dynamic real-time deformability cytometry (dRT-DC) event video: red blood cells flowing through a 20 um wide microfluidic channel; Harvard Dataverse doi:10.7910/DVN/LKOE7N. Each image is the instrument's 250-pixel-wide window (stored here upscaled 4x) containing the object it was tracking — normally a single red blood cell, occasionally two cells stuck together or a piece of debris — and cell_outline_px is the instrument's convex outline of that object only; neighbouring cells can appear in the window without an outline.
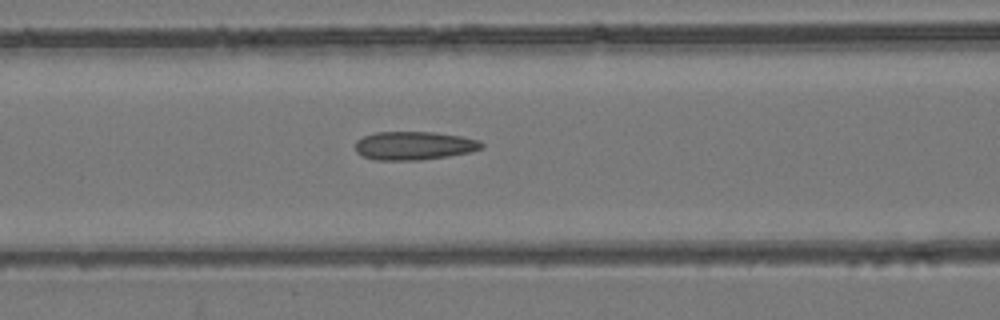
{"species": "common noctule bat (a hibernating species)", "species_latin": "Nyctalus noctula", "temperature_condition": "room temperature", "stored_images_in_passage": 36, "camera_frame_rate_fps": 3000, "um_per_image_px": 0.085, "animal": {"sex": "female", "body_mass_g": 24.6, "forearm_length_mm": 56.2}, "frame": {"image": 1, "passage_image": 5, "time_ms": 1.333, "image_size_px": [1000, 320], "cell_outline_px": [[484, 148], [472, 152], [448, 156], [420, 160], [372, 160], [356, 152], [356, 140], [364, 136], [376, 132], [432, 132], [460, 136], [480, 140], [484, 144]], "centroid_in_image_um": [35.22, 12.38], "position_along_channel_um": 131.4, "area_um2": 21.04}}
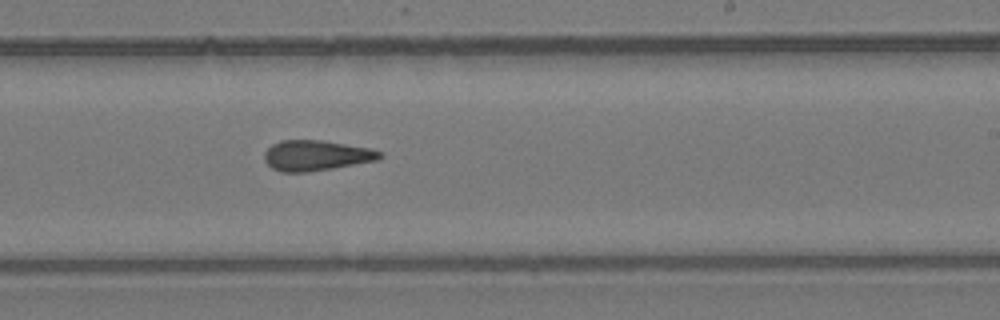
{"frame": {"image": 2, "passage_image": 15, "time_ms": 4.667, "image_size_px": [1000, 320], "cell_outline_px": [[384, 156], [380, 160], [308, 172], [280, 172], [272, 168], [264, 160], [264, 152], [272, 144], [280, 140], [320, 140], [372, 148], [384, 152]], "centroid_in_image_um": [26.91, 13.21], "position_along_channel_um": 262.1, "area_um2": 20.69}}
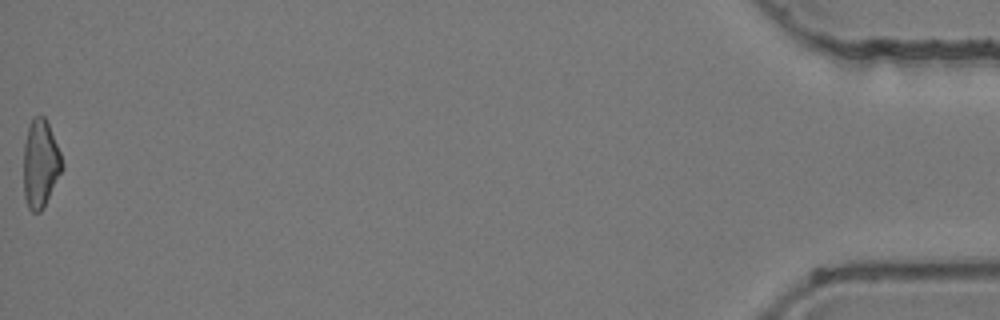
{"frame": {"image": 3, "passage_image": 36, "time_ms": 11.667, "image_size_px": [1000, 320], "cell_outline_px": [[64, 168], [40, 212], [32, 212], [28, 208], [24, 196], [24, 144], [28, 128], [32, 116], [44, 116], [48, 124], [60, 152], [64, 164]], "centroid_in_image_um": [3.44, 13.91], "position_along_channel_um": 431.8, "area_um2": 19.59}}